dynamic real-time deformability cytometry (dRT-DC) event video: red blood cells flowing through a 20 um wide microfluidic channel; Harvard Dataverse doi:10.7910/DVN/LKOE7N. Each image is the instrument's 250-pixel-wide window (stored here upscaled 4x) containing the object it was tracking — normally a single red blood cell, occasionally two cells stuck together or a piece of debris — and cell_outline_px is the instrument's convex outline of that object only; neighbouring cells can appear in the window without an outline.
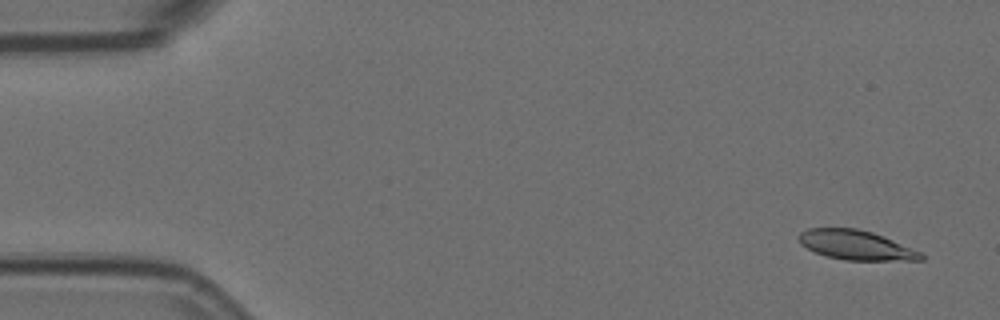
{"species": "Egyptian fruit bat (a non-hibernating species)", "species_latin": "Rousettus aegyptiacus", "temperature_condition": "room temperature", "stored_images_in_passage": 5, "camera_frame_rate_fps": 3000, "um_per_image_px": 0.085, "animal": {"sex": "female"}, "frame": {"image": 1, "passage_image": 1, "time_ms": 0.0, "image_size_px": [1000, 320], "cell_outline_px": [[924, 260], [844, 260], [828, 256], [816, 252], [800, 244], [796, 236], [800, 232], [808, 228], [856, 228], [872, 232], [924, 252]], "centroid_in_image_um": [72.77, 20.83], "position_along_channel_um": 12.2, "area_um2": 21.1}}